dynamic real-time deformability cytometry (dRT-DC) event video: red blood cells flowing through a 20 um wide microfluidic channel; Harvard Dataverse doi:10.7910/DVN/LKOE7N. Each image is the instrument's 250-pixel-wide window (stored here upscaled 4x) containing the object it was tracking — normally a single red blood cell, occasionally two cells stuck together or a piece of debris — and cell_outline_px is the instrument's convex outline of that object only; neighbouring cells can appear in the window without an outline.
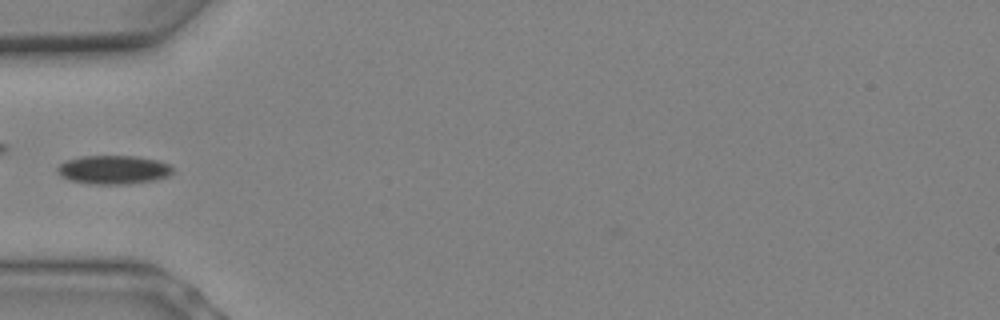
{"species": "Egyptian fruit bat (a non-hibernating species)", "species_latin": "Rousettus aegyptiacus", "temperature_condition": "warm", "stored_images_in_passage": 4, "camera_frame_rate_fps": 3000, "um_per_image_px": 0.085, "animal": {"sex": "female"}, "frame": {"image": 1, "passage_image": 2, "time_ms": 0.333, "image_size_px": [1000, 320], "cell_outline_px": [[172, 172], [168, 176], [156, 180], [124, 184], [96, 184], [72, 180], [56, 172], [56, 168], [64, 160], [80, 156], [136, 156], [156, 160], [172, 164]], "centroid_in_image_um": [9.66, 14.41], "position_along_channel_um": 75.3, "area_um2": 19.25}}
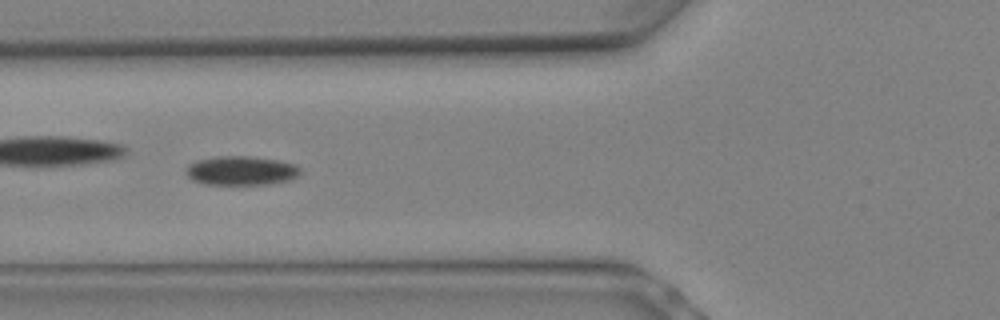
{"frame": {"image": 2, "passage_image": 3, "time_ms": 0.667, "image_size_px": [1000, 320], "cell_outline_px": [[300, 176], [288, 180], [268, 184], [204, 184], [192, 180], [184, 172], [188, 164], [196, 160], [216, 156], [248, 156], [280, 160], [296, 164], [300, 168]], "centroid_in_image_um": [20.49, 14.49], "position_along_channel_um": 105.3, "area_um2": 19.59}}